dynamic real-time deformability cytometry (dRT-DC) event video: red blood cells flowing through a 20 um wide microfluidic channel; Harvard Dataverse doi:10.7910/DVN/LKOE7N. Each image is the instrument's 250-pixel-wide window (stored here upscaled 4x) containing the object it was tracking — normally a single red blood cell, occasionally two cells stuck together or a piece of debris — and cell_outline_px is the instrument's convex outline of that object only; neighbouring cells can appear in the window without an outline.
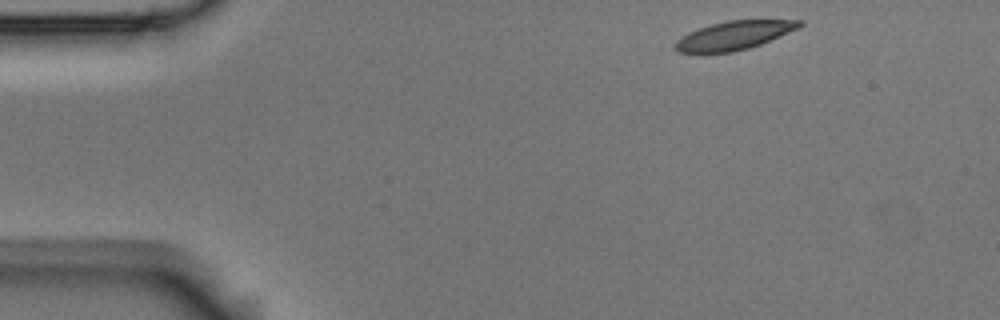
{"species": "Egyptian fruit bat (a non-hibernating species)", "species_latin": "Rousettus aegyptiacus", "temperature_condition": "room temperature", "stored_images_in_passage": 7, "camera_frame_rate_fps": 3000, "um_per_image_px": 0.085, "animal": {"sex": "male"}, "frame": {"image": 1, "passage_image": 1, "time_ms": 0.0, "image_size_px": [1000, 320], "cell_outline_px": [[804, 24], [800, 28], [760, 44], [748, 48], [732, 52], [676, 52], [676, 40], [688, 32], [712, 24], [728, 20], [804, 20]], "centroid_in_image_um": [62.44, 2.99], "position_along_channel_um": 22.6, "area_um2": 20.46}}
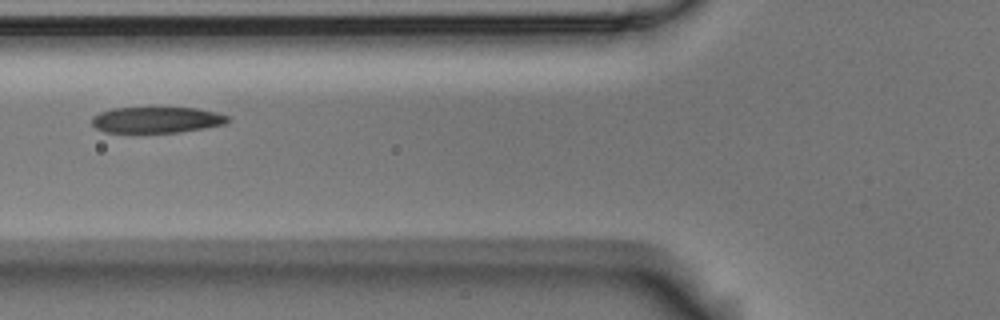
{"frame": {"image": 2, "passage_image": 5, "time_ms": 1.333, "image_size_px": [1000, 320], "cell_outline_px": [[228, 120], [224, 124], [204, 128], [176, 132], [104, 132], [96, 128], [92, 124], [92, 116], [100, 112], [112, 108], [196, 108], [216, 112], [228, 116]], "centroid_in_image_um": [13.28, 10.18], "position_along_channel_um": 112.5, "area_um2": 20.4}}
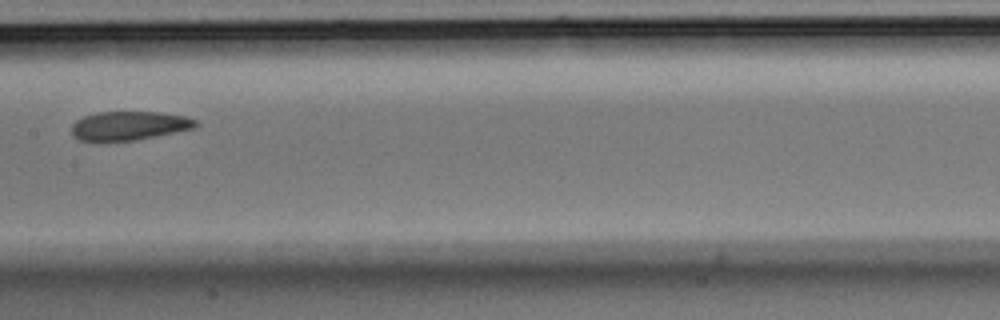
{"frame": {"image": 3, "passage_image": 7, "time_ms": 2.0, "image_size_px": [1000, 320], "cell_outline_px": [[200, 124], [196, 128], [132, 140], [100, 144], [96, 144], [80, 140], [72, 136], [72, 124], [76, 120], [84, 116], [96, 112], [160, 112], [184, 116], [196, 120]], "centroid_in_image_um": [10.9, 10.72], "position_along_channel_um": 196.5, "area_um2": 21.44}}